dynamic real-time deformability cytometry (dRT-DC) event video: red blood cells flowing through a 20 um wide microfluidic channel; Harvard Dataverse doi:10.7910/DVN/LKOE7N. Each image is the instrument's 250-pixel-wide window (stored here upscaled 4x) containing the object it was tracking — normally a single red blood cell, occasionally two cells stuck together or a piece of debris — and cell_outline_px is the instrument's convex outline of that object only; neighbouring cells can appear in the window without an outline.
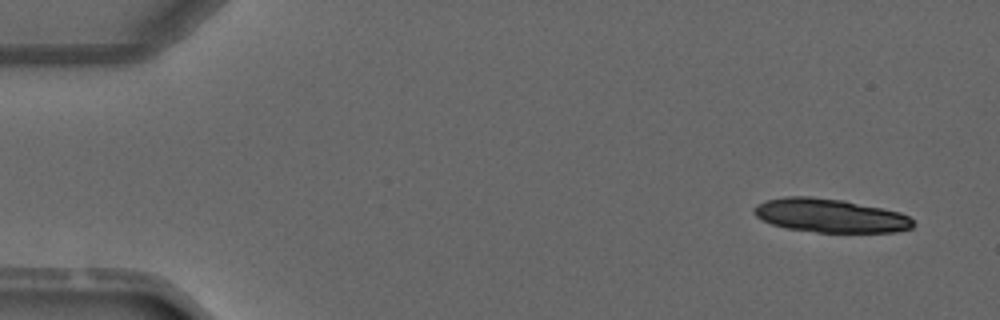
{"species": "common noctule bat (a hibernating species)", "species_latin": "Nyctalus noctula", "temperature_condition": "warm", "stored_images_in_passage": 4, "camera_frame_rate_fps": 3000, "um_per_image_px": 0.085, "animal": {"sex": "male", "forearm_length_mm": 52.5}, "frame": {"image": 1, "passage_image": 1, "time_ms": 0.0, "image_size_px": [1000, 320], "cell_outline_px": [[916, 224], [912, 228], [896, 232], [816, 232], [788, 228], [772, 224], [756, 216], [752, 212], [752, 208], [756, 204], [768, 200], [784, 196], [812, 196], [844, 200], [900, 212], [908, 216]], "centroid_in_image_um": [70.56, 18.32], "position_along_channel_um": 14.4, "area_um2": 31.27}}
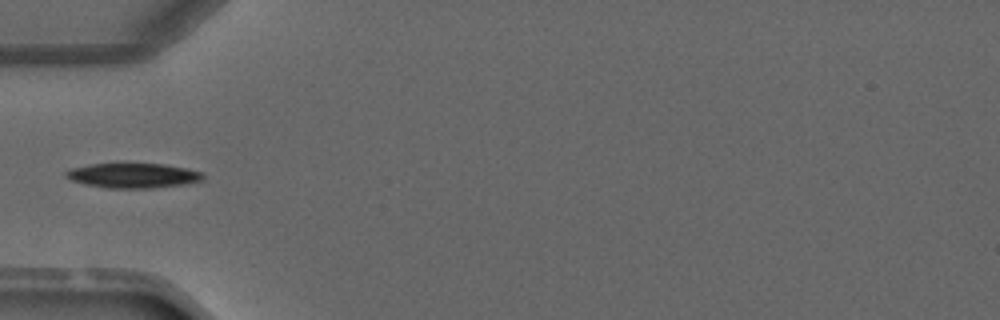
{"frame": {"image": 2, "passage_image": 4, "time_ms": 4.0, "image_size_px": [1000, 320], "cell_outline_px": [[204, 180], [184, 184], [152, 188], [108, 188], [84, 184], [72, 180], [64, 176], [64, 172], [72, 168], [88, 164], [116, 160], [164, 164], [188, 168], [204, 172]], "centroid_in_image_um": [11.29, 14.86], "position_along_channel_um": 73.7, "area_um2": 20.98}}